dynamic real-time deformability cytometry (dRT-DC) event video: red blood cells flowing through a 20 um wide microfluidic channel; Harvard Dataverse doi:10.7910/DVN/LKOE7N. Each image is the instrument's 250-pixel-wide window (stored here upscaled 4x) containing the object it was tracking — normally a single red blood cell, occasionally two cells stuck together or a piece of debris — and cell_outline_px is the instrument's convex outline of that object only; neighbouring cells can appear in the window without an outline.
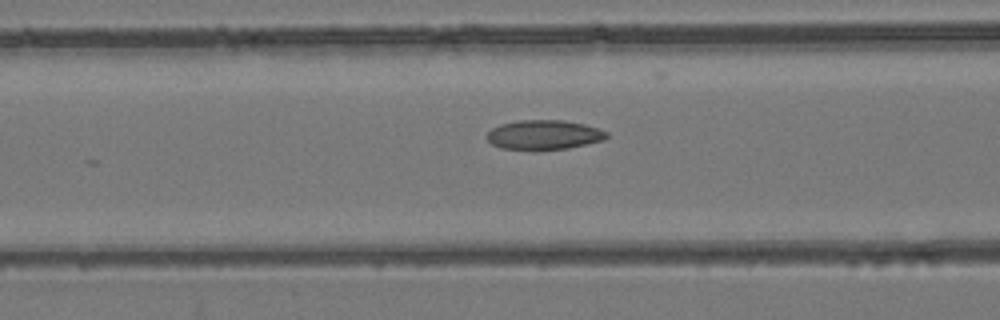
{"species": "common noctule bat (a hibernating species)", "species_latin": "Nyctalus noctula", "temperature_condition": "room temperature", "stored_images_in_passage": 26, "camera_frame_rate_fps": 3000, "um_per_image_px": 0.085, "animal": {"sex": "female", "body_mass_g": 24.6, "forearm_length_mm": 56.2}, "frame": {"image": 1, "passage_image": 22, "time_ms": 7.0, "image_size_px": [1000, 320], "cell_outline_px": [[608, 136], [604, 140], [568, 148], [540, 152], [536, 152], [500, 148], [492, 144], [488, 140], [488, 132], [492, 128], [500, 124], [520, 120], [564, 120], [584, 124], [608, 132]], "centroid_in_image_um": [46.22, 11.49], "position_along_channel_um": 120.4, "area_um2": 21.1}}
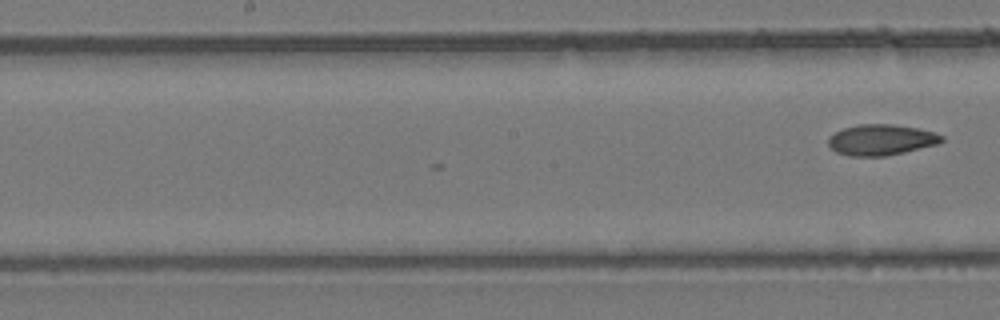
{"frame": {"image": 2, "passage_image": 26, "time_ms": 8.333, "image_size_px": [1000, 320], "cell_outline_px": [[944, 140], [936, 144], [904, 152], [884, 156], [852, 156], [836, 152], [828, 144], [828, 136], [844, 128], [860, 124], [892, 124], [916, 128], [932, 132], [944, 136]], "centroid_in_image_um": [74.87, 11.88], "position_along_channel_um": 173.3, "area_um2": 20.11}}